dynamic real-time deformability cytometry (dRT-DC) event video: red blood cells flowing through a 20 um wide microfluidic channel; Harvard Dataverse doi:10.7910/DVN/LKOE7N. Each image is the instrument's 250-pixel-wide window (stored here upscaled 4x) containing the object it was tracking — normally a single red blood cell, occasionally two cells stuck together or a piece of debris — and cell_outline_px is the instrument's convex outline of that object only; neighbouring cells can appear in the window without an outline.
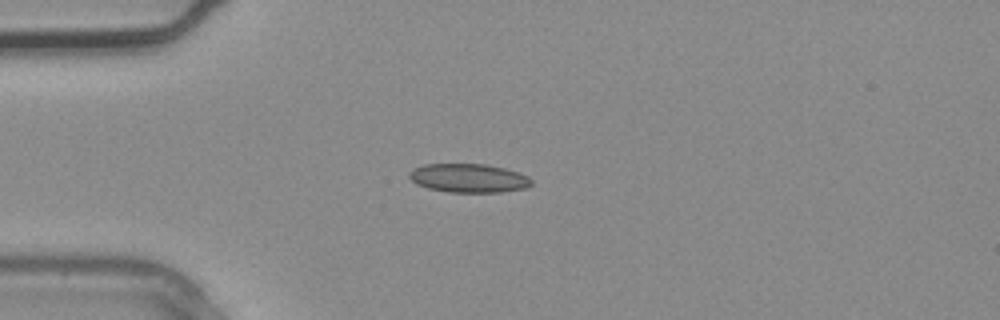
{"species": "common noctule bat (a hibernating species)", "species_latin": "Nyctalus noctula", "temperature_condition": "warm", "stored_images_in_passage": 2, "camera_frame_rate_fps": 3000, "um_per_image_px": 0.085, "animal": {"sex": "male", "body_mass_g": 20.4}, "frame": {"image": 1, "passage_image": 2, "time_ms": 0.333, "image_size_px": [1000, 320], "cell_outline_px": [[532, 184], [524, 188], [500, 192], [448, 192], [428, 188], [416, 184], [408, 176], [408, 172], [412, 168], [424, 164], [484, 164], [504, 168], [528, 176], [532, 180]], "centroid_in_image_um": [39.79, 15.13], "position_along_channel_um": 45.2, "area_um2": 20.46}}